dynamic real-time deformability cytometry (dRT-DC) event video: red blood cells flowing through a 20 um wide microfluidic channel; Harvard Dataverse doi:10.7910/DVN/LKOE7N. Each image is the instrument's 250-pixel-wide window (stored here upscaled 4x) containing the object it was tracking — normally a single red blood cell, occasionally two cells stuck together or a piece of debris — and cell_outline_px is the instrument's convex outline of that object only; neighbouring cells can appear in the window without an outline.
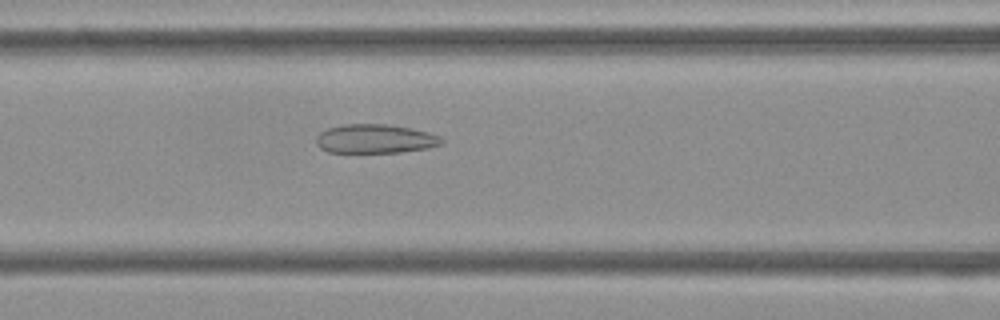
{"species": "Egyptian fruit bat (a non-hibernating species)", "species_latin": "Rousettus aegyptiacus", "temperature_condition": "cold", "stored_images_in_passage": 39, "camera_frame_rate_fps": 3000, "um_per_image_px": 0.085, "frame": {"image": 1, "passage_image": 9, "time_ms": 2.667, "image_size_px": [1000, 320], "cell_outline_px": [[444, 144], [428, 148], [400, 152], [328, 152], [320, 148], [316, 144], [316, 136], [320, 132], [328, 128], [344, 124], [388, 124], [412, 128], [428, 132], [440, 136], [444, 140]], "centroid_in_image_um": [31.91, 11.79], "position_along_channel_um": 134.7, "area_um2": 21.33}}
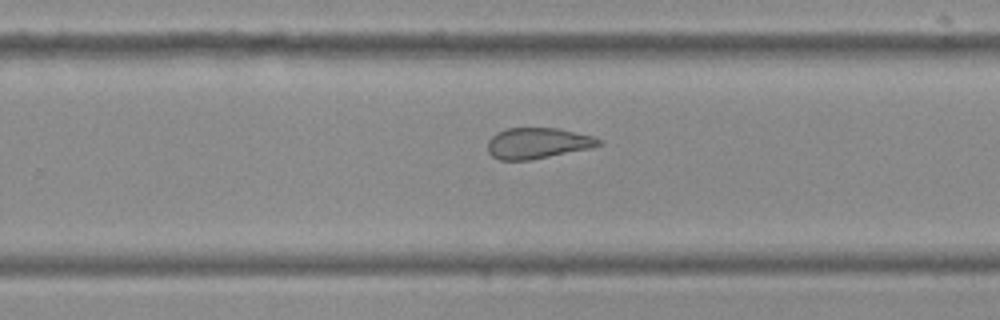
{"frame": {"image": 2, "passage_image": 21, "time_ms": 6.667, "image_size_px": [1000, 320], "cell_outline_px": [[604, 144], [592, 148], [528, 160], [500, 160], [492, 156], [488, 152], [488, 140], [496, 132], [508, 128], [556, 128], [592, 136], [604, 140]], "centroid_in_image_um": [45.71, 12.17], "position_along_channel_um": 284.1, "area_um2": 20.0}}
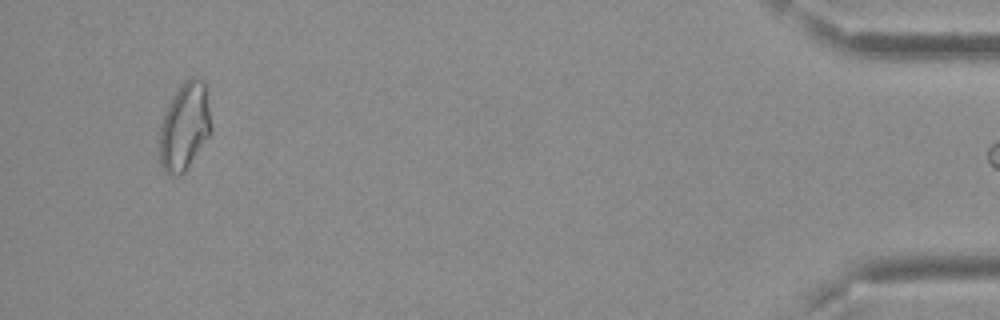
{"frame": {"image": 3, "passage_image": 38, "time_ms": 12.333, "image_size_px": [1000, 320], "cell_outline_px": [[212, 132], [184, 172], [180, 176], [176, 176], [164, 172], [160, 164], [160, 128], [168, 104], [180, 84], [192, 76], [200, 80], [204, 84], [212, 128]], "centroid_in_image_um": [15.68, 10.79], "position_along_channel_um": 419.5, "area_um2": 26.01}}